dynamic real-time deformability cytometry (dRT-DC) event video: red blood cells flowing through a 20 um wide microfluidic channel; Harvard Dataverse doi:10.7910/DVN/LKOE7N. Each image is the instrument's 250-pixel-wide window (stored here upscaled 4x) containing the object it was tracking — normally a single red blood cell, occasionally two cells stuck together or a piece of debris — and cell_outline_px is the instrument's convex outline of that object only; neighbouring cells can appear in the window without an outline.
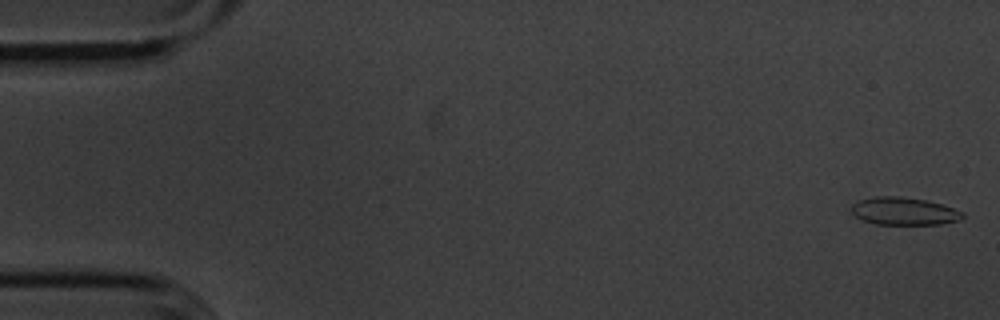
{"species": "common noctule bat (a hibernating species)", "species_latin": "Nyctalus noctula", "temperature_condition": "cold", "stored_images_in_passage": 3, "camera_frame_rate_fps": 3000, "um_per_image_px": 0.085, "animal": {"sex": "male", "body_mass_g": 20.1, "forearm_length_mm": 53.5}, "frame": {"image": 1, "passage_image": 1, "time_ms": 0.0, "image_size_px": [1000, 320], "cell_outline_px": [[964, 216], [960, 220], [940, 224], [876, 224], [864, 220], [856, 216], [852, 212], [852, 204], [856, 200], [876, 196], [900, 196], [928, 200], [964, 212]], "centroid_in_image_um": [76.83, 17.94], "position_along_channel_um": 8.2, "area_um2": 17.92}}